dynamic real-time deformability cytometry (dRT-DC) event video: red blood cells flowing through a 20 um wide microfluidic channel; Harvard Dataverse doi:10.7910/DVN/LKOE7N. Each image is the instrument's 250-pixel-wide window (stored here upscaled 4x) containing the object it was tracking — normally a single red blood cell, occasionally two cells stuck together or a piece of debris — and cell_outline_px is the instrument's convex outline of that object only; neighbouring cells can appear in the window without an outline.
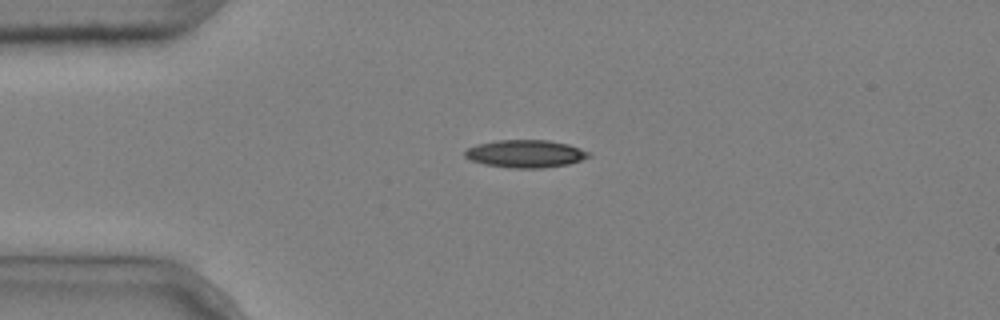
{"species": "common noctule bat (a hibernating species)", "species_latin": "Nyctalus noctula", "temperature_condition": "cold", "stored_images_in_passage": 3, "camera_frame_rate_fps": 3000, "um_per_image_px": 0.085, "animal": {"sex": "male", "body_mass_g": 20.4}, "frame": {"image": 1, "passage_image": 1, "time_ms": 0.0, "image_size_px": [1000, 320], "cell_outline_px": [[592, 156], [568, 164], [544, 168], [512, 168], [484, 164], [472, 160], [464, 156], [464, 152], [468, 148], [476, 144], [496, 140], [548, 140], [568, 144], [592, 152]], "centroid_in_image_um": [44.69, 13.06], "position_along_channel_um": 40.3, "area_um2": 20.06}}